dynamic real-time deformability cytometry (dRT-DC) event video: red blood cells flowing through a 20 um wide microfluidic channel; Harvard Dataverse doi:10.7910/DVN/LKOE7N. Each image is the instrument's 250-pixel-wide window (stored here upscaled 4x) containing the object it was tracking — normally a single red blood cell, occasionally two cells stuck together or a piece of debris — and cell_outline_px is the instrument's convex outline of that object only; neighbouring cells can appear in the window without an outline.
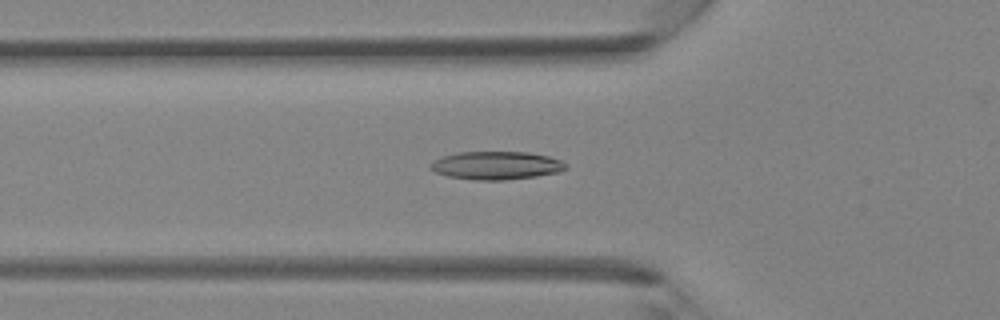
{"species": "Egyptian fruit bat (a non-hibernating species)", "species_latin": "Rousettus aegyptiacus", "temperature_condition": "room temperature", "stored_images_in_passage": 38, "camera_frame_rate_fps": 3000, "um_per_image_px": 0.085, "animal": {"sex": "female"}, "frame": {"image": 1, "passage_image": 10, "time_ms": 3.0, "image_size_px": [1000, 320], "cell_outline_px": [[568, 168], [560, 172], [536, 176], [504, 180], [476, 180], [448, 176], [436, 172], [428, 168], [428, 164], [444, 156], [456, 152], [528, 152], [548, 156], [560, 160], [568, 164]], "centroid_in_image_um": [42.2, 14.06], "position_along_channel_um": 83.6, "area_um2": 22.25}}
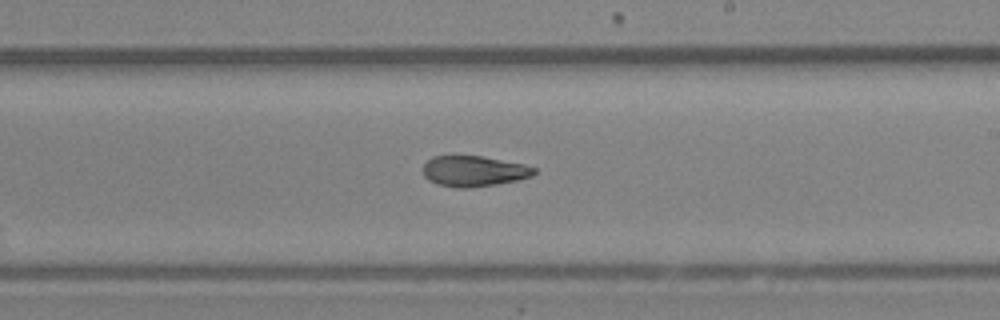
{"frame": {"image": 2, "passage_image": 20, "time_ms": 6.333, "image_size_px": [1000, 320], "cell_outline_px": [[536, 172], [532, 176], [516, 180], [496, 184], [472, 188], [456, 188], [436, 184], [428, 180], [424, 176], [424, 164], [432, 156], [484, 156], [524, 164], [536, 168]], "centroid_in_image_um": [40.27, 14.55], "position_along_channel_um": 248.7, "area_um2": 19.94}}
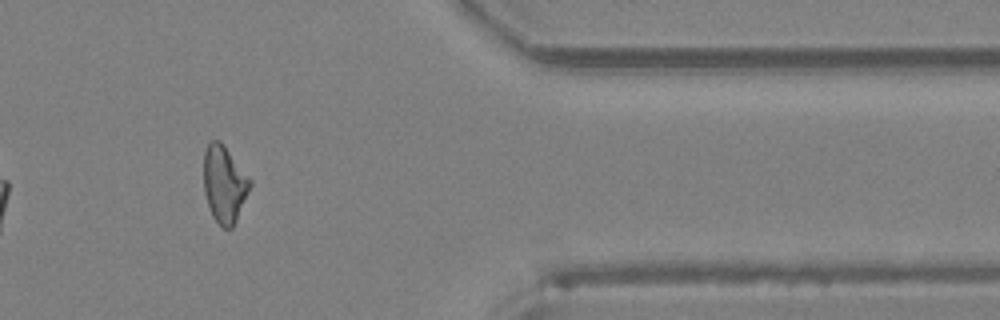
{"frame": {"image": 3, "passage_image": 30, "time_ms": 9.667, "image_size_px": [1000, 320], "cell_outline_px": [[252, 184], [236, 220], [232, 228], [224, 228], [212, 216], [204, 192], [204, 152], [208, 144], [212, 140], [220, 140], [224, 144], [252, 180]], "centroid_in_image_um": [19.07, 15.62], "position_along_channel_um": 392.3, "area_um2": 20.69}}